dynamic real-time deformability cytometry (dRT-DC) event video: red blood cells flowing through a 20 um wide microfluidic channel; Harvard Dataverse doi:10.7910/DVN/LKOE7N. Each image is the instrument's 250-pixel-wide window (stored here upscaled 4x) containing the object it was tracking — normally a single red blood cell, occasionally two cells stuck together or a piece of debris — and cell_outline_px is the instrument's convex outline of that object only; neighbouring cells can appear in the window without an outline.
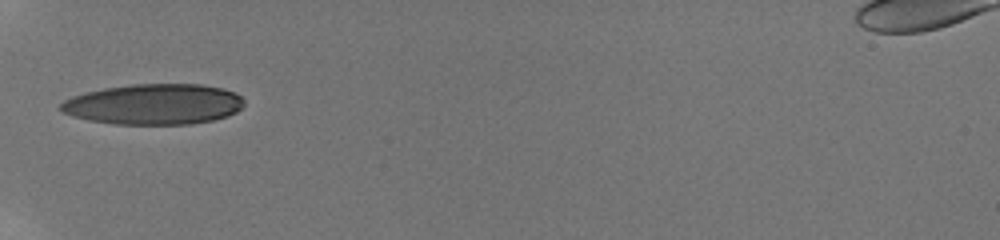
{"species": "human", "species_latin": "Homo sapiens", "temperature_condition": "room temperature", "stored_images_in_passage": 22, "camera_frame_rate_fps": 3000, "um_per_image_px": 0.085, "donor": {"sex": "male"}, "frame": {"image": 1, "passage_image": 1, "time_ms": 0.0, "image_size_px": [1000, 240], "cell_outline_px": [[244, 104], [236, 112], [228, 116], [212, 120], [192, 124], [116, 124], [92, 120], [72, 116], [64, 112], [60, 108], [60, 104], [64, 100], [72, 96], [104, 88], [132, 84], [200, 84], [220, 88], [236, 92], [244, 100]], "centroid_in_image_um": [13.11, 8.86], "position_along_channel_um": 71.9, "area_um2": 43.23}}
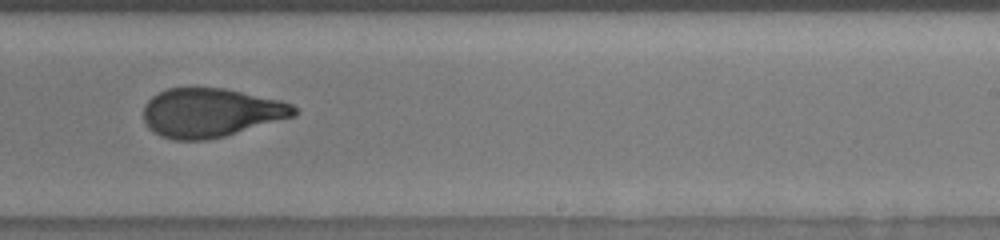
{"frame": {"image": 2, "passage_image": 12, "time_ms": 5.333, "image_size_px": [1000, 240], "cell_outline_px": [[300, 112], [296, 116], [224, 136], [208, 140], [172, 140], [160, 136], [152, 132], [148, 128], [144, 120], [144, 104], [152, 96], [168, 88], [224, 88], [280, 100], [292, 104]], "centroid_in_image_um": [17.92, 9.59], "position_along_channel_um": 271.1, "area_um2": 43.12}}
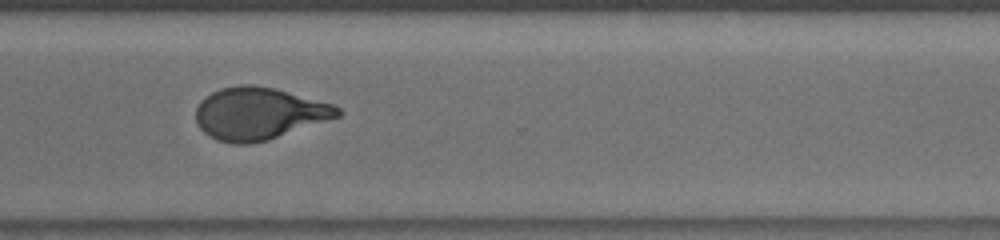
{"frame": {"image": 3, "passage_image": 16, "time_ms": 7.333, "image_size_px": [1000, 240], "cell_outline_px": [[344, 112], [340, 116], [268, 140], [248, 144], [232, 144], [216, 140], [204, 132], [200, 128], [196, 120], [196, 108], [212, 92], [220, 88], [240, 84], [252, 84], [272, 88], [288, 92], [332, 104], [340, 108]], "centroid_in_image_um": [22.01, 9.66], "position_along_channel_um": 348.6, "area_um2": 42.83}, "authors_computed_cell_mechanics": {"area_um2": 43.2922, "velocity_mm_per_s": 3.8828, "shape_relaxation_time_tau1_ms": 6.1277, "shape_relaxation_time_tau2_ms": 1.1574, "deformation_change_tau1": 0.2377, "deformation_change_tau2": 0.0831}}